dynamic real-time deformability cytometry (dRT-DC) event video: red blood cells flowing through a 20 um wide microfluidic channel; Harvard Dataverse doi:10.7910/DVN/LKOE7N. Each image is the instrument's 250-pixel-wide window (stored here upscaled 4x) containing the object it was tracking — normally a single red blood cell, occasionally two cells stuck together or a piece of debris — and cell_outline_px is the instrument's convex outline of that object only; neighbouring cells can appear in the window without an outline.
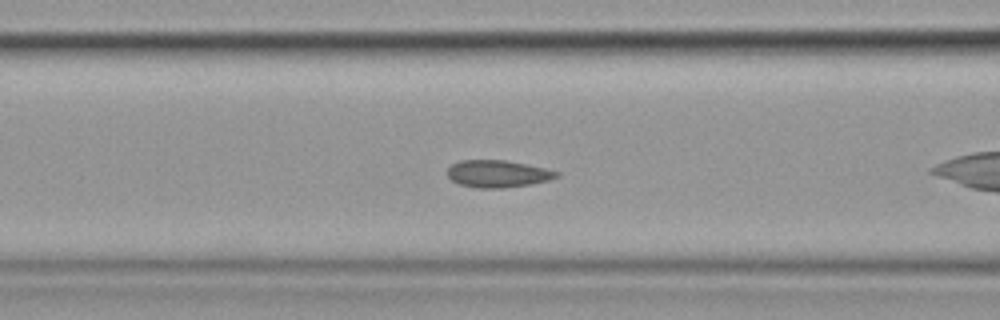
{"species": "common noctule bat (a hibernating species)", "species_latin": "Nyctalus noctula", "temperature_condition": "cold", "stored_images_in_passage": 42, "camera_frame_rate_fps": 3000, "um_per_image_px": 0.085, "animal": {"sex": "female", "body_mass_g": 19.9}, "frame": {"image": 1, "passage_image": 9, "time_ms": 2.667, "image_size_px": [1000, 320], "cell_outline_px": [[560, 176], [548, 180], [532, 184], [504, 188], [476, 188], [460, 184], [452, 180], [448, 176], [448, 168], [452, 164], [460, 160], [504, 160], [544, 168], [560, 172]], "centroid_in_image_um": [42.31, 14.78], "position_along_channel_um": 124.3, "area_um2": 17.22}}
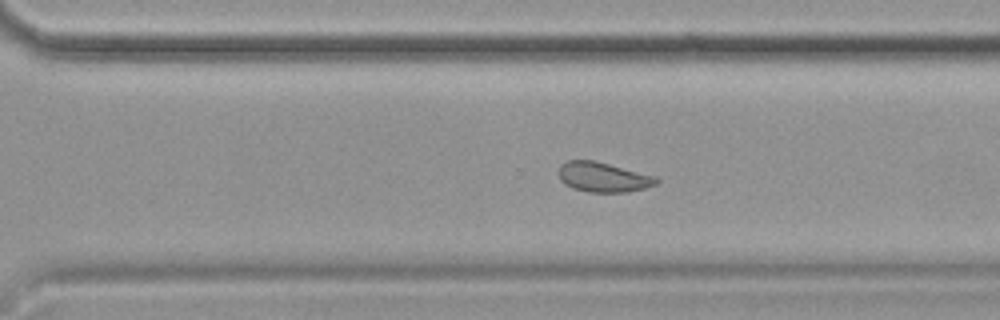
{"frame": {"image": 2, "passage_image": 25, "time_ms": 8.0, "image_size_px": [1000, 320], "cell_outline_px": [[660, 180], [656, 184], [644, 188], [628, 192], [588, 192], [572, 188], [564, 184], [560, 180], [556, 172], [560, 164], [568, 160], [592, 160], [656, 176]], "centroid_in_image_um": [51.21, 15.06], "position_along_channel_um": 319.4, "area_um2": 17.11}}
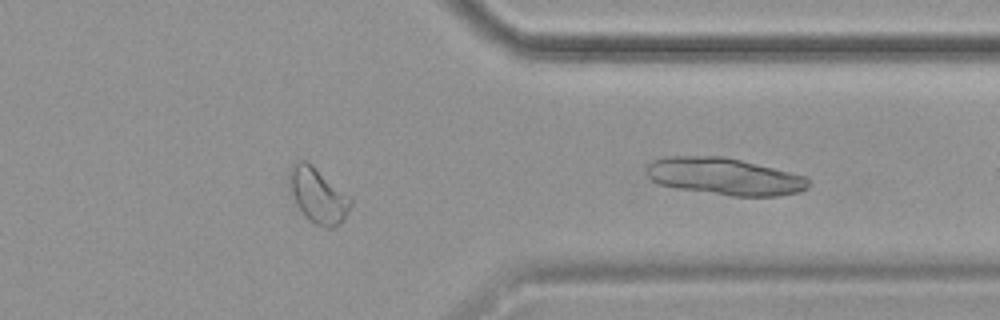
{"frame": {"image": 3, "passage_image": 31, "time_ms": 10.0, "image_size_px": [1000, 320], "cell_outline_px": [[352, 204], [344, 220], [340, 224], [332, 228], [324, 228], [308, 220], [304, 216], [296, 204], [288, 184], [288, 172], [292, 164], [296, 160], [304, 160], [312, 164], [348, 196], [352, 200]], "centroid_in_image_um": [26.99, 16.62], "position_along_channel_um": 384.4, "area_um2": 19.77}}